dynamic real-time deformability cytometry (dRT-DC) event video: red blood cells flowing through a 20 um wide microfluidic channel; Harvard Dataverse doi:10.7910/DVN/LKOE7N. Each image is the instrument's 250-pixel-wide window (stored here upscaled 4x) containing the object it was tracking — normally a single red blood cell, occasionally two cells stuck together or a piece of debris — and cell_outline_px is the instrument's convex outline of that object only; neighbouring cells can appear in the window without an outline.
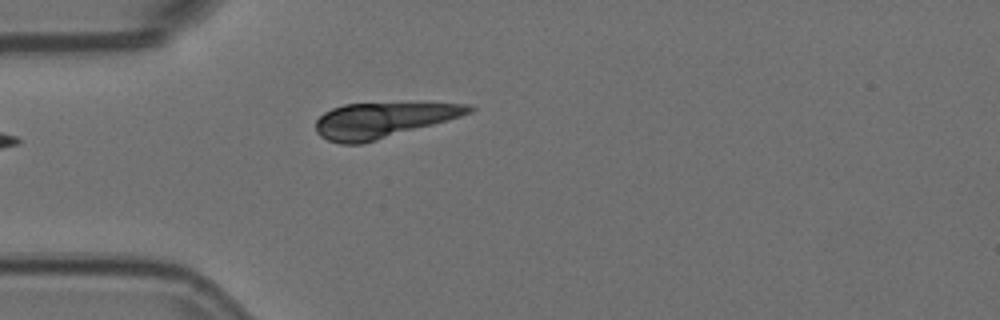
{"species": "Egyptian fruit bat (a non-hibernating species)", "species_latin": "Rousettus aegyptiacus", "temperature_condition": "room temperature", "stored_images_in_passage": 6, "camera_frame_rate_fps": 3000, "um_per_image_px": 0.085, "animal": {"sex": "female"}, "frame": {"image": 1, "passage_image": 6, "time_ms": 1.667, "image_size_px": [1000, 320], "cell_outline_px": [[476, 108], [472, 112], [448, 120], [376, 140], [360, 144], [340, 144], [328, 140], [320, 136], [316, 132], [316, 120], [324, 112], [332, 108], [344, 104], [468, 104]], "centroid_in_image_um": [32.48, 10.22], "position_along_channel_um": 52.5, "area_um2": 30.75}}